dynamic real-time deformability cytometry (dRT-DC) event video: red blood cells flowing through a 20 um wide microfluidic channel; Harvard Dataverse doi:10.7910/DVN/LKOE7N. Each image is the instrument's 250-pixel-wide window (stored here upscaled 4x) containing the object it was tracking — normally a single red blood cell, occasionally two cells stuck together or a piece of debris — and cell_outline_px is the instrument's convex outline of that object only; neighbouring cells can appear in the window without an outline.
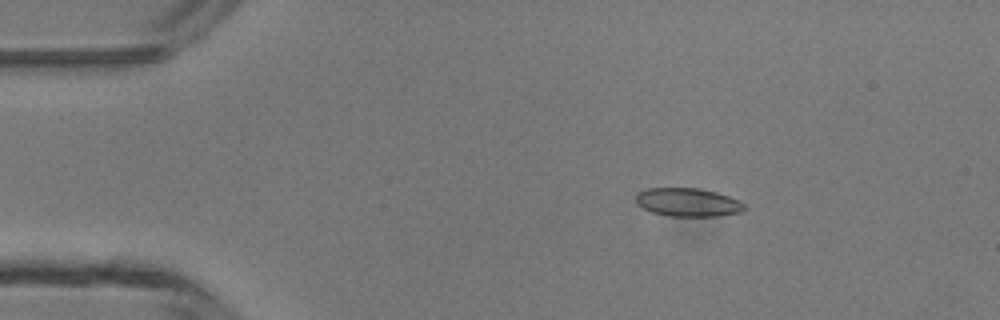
{"species": "common noctule bat (a hibernating species)", "species_latin": "Nyctalus noctula", "temperature_condition": "room temperature", "stored_images_in_passage": 3, "camera_frame_rate_fps": 3000, "um_per_image_px": 0.085, "animal": {"sex": "male", "body_mass_g": 13.3}, "frame": {"image": 1, "passage_image": 1, "time_ms": 0.0, "image_size_px": [1000, 320], "cell_outline_px": [[744, 208], [740, 212], [716, 216], [668, 216], [652, 212], [636, 204], [636, 192], [648, 188], [696, 188], [716, 192], [740, 200], [744, 204]], "centroid_in_image_um": [58.43, 17.19], "position_along_channel_um": 26.6, "area_um2": 17.92}}
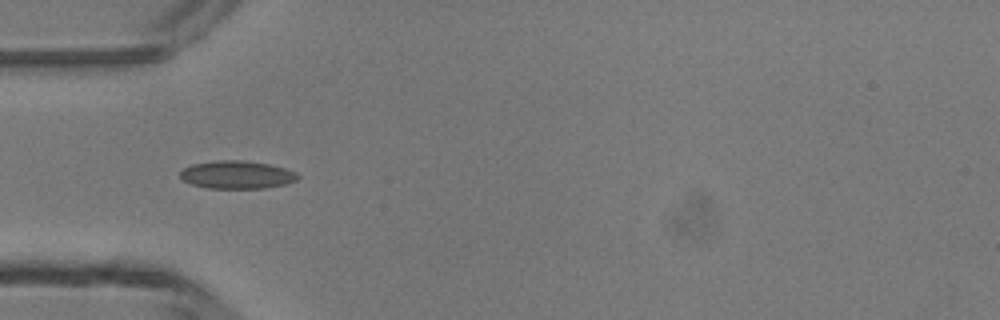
{"frame": {"image": 2, "passage_image": 3, "time_ms": 2.333, "image_size_px": [1000, 320], "cell_outline_px": [[300, 176], [296, 180], [284, 184], [264, 188], [208, 188], [192, 184], [184, 180], [180, 176], [180, 172], [184, 168], [192, 164], [216, 160], [244, 160], [268, 164], [284, 168], [296, 172]], "centroid_in_image_um": [20.13, 14.84], "position_along_channel_um": 64.9, "area_um2": 19.02}}